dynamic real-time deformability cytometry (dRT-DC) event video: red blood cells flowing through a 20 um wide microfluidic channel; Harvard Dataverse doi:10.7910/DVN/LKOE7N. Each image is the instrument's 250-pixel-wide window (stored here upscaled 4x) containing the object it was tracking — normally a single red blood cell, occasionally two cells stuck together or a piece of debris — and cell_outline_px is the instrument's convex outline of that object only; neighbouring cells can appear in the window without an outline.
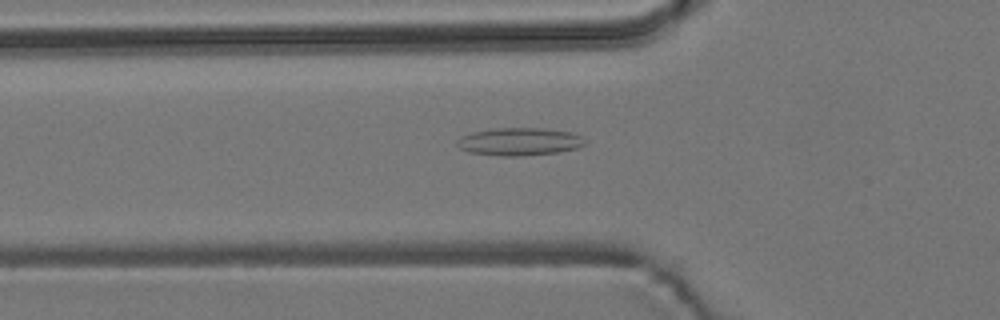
{"species": "common noctule bat (a hibernating species)", "species_latin": "Nyctalus noctula", "temperature_condition": "room temperature", "stored_images_in_passage": 35, "camera_frame_rate_fps": 3000, "um_per_image_px": 0.085, "animal": {"sex": "male", "body_mass_g": 19.2, "forearm_length_mm": 51.8}, "frame": {"image": 1, "passage_image": 5, "time_ms": 1.333, "image_size_px": [1000, 320], "cell_outline_px": [[588, 144], [576, 148], [560, 152], [520, 156], [500, 156], [468, 152], [460, 148], [456, 144], [456, 140], [460, 136], [472, 132], [496, 128], [544, 128], [572, 132], [580, 136]], "centroid_in_image_um": [44.14, 12.04], "position_along_channel_um": 81.7, "area_um2": 20.87}}
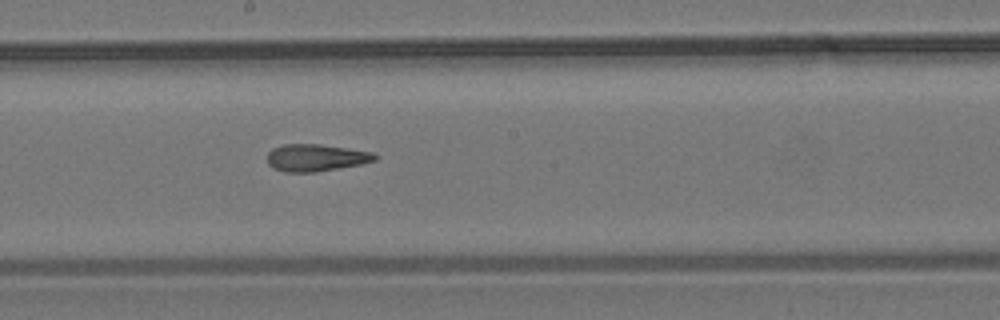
{"frame": {"image": 2, "passage_image": 16, "time_ms": 5.0, "image_size_px": [1000, 320], "cell_outline_px": [[376, 160], [360, 164], [316, 172], [284, 172], [272, 168], [268, 164], [268, 152], [272, 148], [284, 144], [320, 144], [372, 152], [376, 156]], "centroid_in_image_um": [26.8, 13.4], "position_along_channel_um": 221.4, "area_um2": 16.94}}
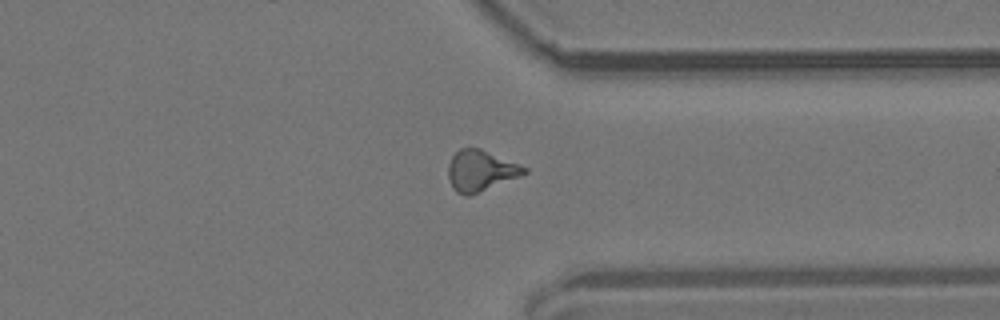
{"frame": {"image": 3, "passage_image": 28, "time_ms": 9.0, "image_size_px": [1000, 320], "cell_outline_px": [[528, 172], [520, 176], [468, 196], [464, 196], [456, 192], [448, 176], [448, 164], [452, 156], [460, 148], [480, 148], [520, 164], [528, 168]], "centroid_in_image_um": [40.86, 14.5], "position_along_channel_um": 370.5, "area_um2": 17.98}}